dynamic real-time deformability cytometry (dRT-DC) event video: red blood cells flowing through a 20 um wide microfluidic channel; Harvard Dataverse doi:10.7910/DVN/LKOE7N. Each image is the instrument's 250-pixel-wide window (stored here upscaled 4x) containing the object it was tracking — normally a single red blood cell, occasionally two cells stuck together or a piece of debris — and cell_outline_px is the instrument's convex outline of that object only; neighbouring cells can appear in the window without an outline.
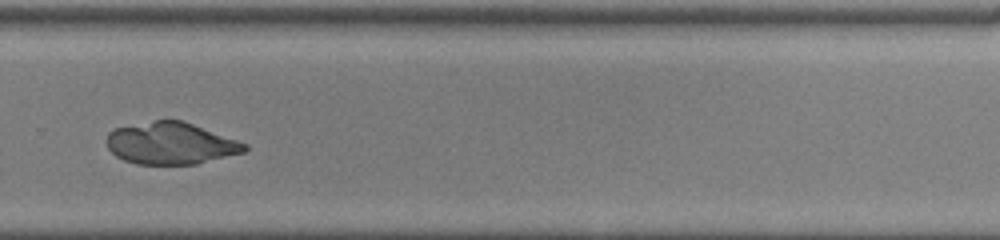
{"species": "common noctule bat (a hibernating species)", "species_latin": "Nyctalus noctula", "temperature_condition": "room temperature", "stored_images_in_passage": 32, "camera_frame_rate_fps": 3000, "um_per_image_px": 0.085, "animal": {"sex": "female", "body_mass_g": 22.0, "forearm_length_mm": 56.7}, "frame": {"image": 1, "passage_image": 22, "time_ms": 7.0, "image_size_px": [1000, 240], "cell_outline_px": [[248, 152], [196, 164], [136, 164], [124, 160], [116, 156], [108, 148], [104, 140], [108, 132], [116, 128], [156, 120], [180, 120], [192, 124], [248, 144]], "centroid_in_image_um": [14.52, 12.2], "position_along_channel_um": 315.3, "area_um2": 33.7}}